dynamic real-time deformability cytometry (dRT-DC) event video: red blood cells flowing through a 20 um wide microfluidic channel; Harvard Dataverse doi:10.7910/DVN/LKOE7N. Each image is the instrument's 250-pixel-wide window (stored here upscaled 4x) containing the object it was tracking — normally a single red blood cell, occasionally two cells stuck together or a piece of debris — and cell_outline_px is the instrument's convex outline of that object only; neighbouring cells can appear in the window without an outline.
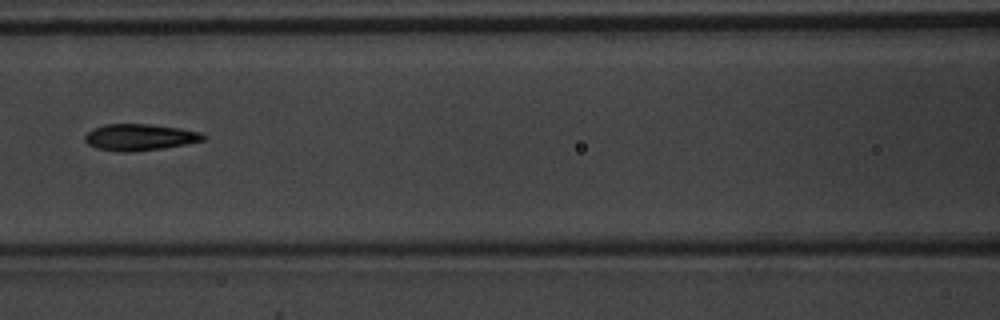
{"species": "common noctule bat (a hibernating species)", "species_latin": "Nyctalus noctula", "temperature_condition": "warm", "stored_images_in_passage": 7, "camera_frame_rate_fps": 3000, "um_per_image_px": 0.085, "animal": {"sex": "male", "body_mass_g": 20.1, "forearm_length_mm": 53.5}, "frame": {"image": 1, "passage_image": 7, "time_ms": 2.0, "image_size_px": [1000, 320], "cell_outline_px": [[204, 140], [188, 144], [164, 148], [132, 152], [120, 152], [96, 148], [88, 144], [84, 140], [84, 136], [92, 128], [104, 124], [152, 124], [180, 128], [200, 132], [204, 136]], "centroid_in_image_um": [11.85, 11.66], "position_along_channel_um": 154.8, "area_um2": 18.44}}